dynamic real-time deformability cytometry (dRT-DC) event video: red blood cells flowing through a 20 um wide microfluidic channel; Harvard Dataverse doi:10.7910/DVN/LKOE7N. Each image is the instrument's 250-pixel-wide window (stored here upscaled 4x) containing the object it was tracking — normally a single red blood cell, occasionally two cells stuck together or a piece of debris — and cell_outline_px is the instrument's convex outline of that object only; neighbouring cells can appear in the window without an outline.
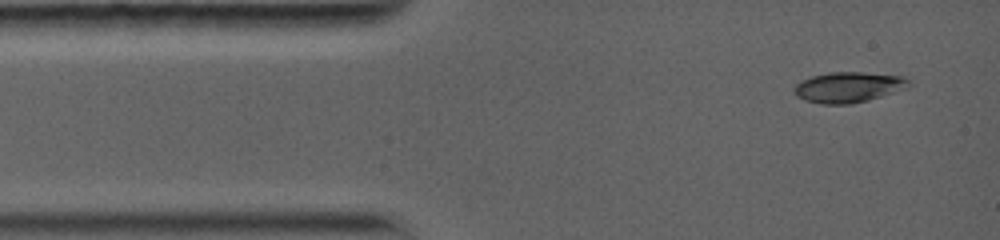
{"species": "common noctule bat (a hibernating species)", "species_latin": "Nyctalus noctula", "temperature_condition": "warm", "stored_images_in_passage": 3, "camera_frame_rate_fps": 5000, "um_per_image_px": 0.085, "animal": {"sex": "female", "body_mass_g": 19.0, "forearm_length_mm": 56.7}, "frame": {"image": 1, "passage_image": 1, "time_ms": 0.0, "image_size_px": [1000, 240], "cell_outline_px": [[912, 84], [908, 88], [868, 100], [848, 104], [820, 104], [804, 100], [796, 96], [792, 92], [792, 88], [796, 84], [812, 76], [828, 72], [860, 72], [904, 76]], "centroid_in_image_um": [72.1, 7.41], "position_along_channel_um": 12.9, "area_um2": 20.52}}
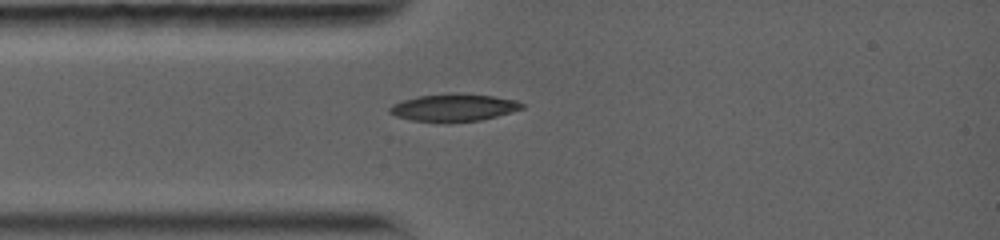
{"frame": {"image": 2, "passage_image": 3, "time_ms": 2.2, "image_size_px": [1000, 240], "cell_outline_px": [[524, 108], [512, 112], [480, 120], [412, 120], [396, 116], [388, 112], [388, 108], [392, 104], [400, 100], [420, 96], [452, 92], [456, 92], [492, 96], [516, 100], [524, 104]], "centroid_in_image_um": [38.56, 9.1], "position_along_channel_um": 46.4, "area_um2": 20.69}}